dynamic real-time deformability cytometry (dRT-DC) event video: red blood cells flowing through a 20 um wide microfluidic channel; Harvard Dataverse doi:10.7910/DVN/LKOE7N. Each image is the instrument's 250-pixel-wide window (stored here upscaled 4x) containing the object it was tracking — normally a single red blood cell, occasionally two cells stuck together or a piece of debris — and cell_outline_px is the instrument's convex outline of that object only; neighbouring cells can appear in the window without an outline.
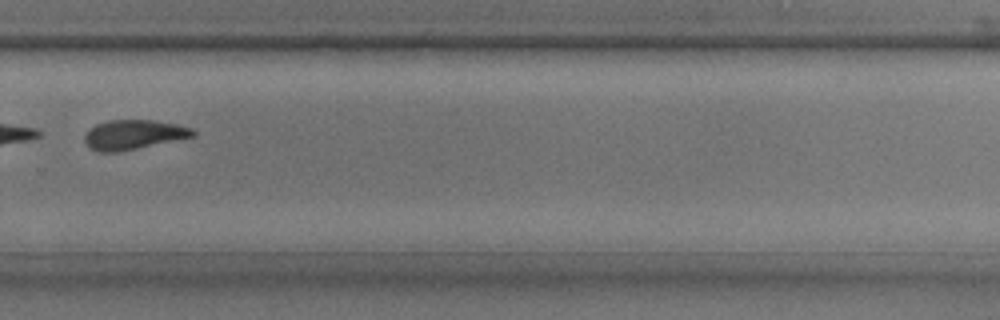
{"species": "common noctule bat (a hibernating species)", "species_latin": "Nyctalus noctula", "temperature_condition": "room temperature", "stored_images_in_passage": 24, "segment_of_instrument_passage": [2, 2], "camera_frame_rate_fps": 3000, "um_per_image_px": 0.085, "animal": {"sex": "male", "body_mass_g": 17.9, "forearm_length_mm": 54.2}, "frame": {"image": 1, "passage_image": 20, "time_ms": 6.333, "image_size_px": [1000, 320], "cell_outline_px": [[196, 136], [116, 152], [96, 152], [88, 148], [84, 144], [84, 136], [96, 124], [108, 120], [152, 120], [176, 124], [192, 128], [196, 132]], "centroid_in_image_um": [11.33, 11.45], "position_along_channel_um": 318.5, "area_um2": 18.61}}